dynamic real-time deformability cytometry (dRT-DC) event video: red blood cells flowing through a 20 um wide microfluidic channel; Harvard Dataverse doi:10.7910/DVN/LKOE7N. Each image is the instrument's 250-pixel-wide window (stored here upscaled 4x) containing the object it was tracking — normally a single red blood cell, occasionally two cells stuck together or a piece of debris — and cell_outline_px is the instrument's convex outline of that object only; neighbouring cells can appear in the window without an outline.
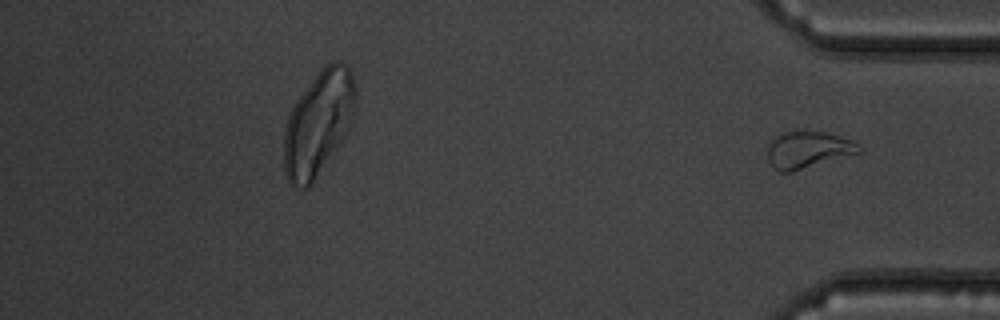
{"species": "common noctule bat (a hibernating species)", "species_latin": "Nyctalus noctula", "temperature_condition": "warm", "stored_images_in_passage": 42, "segment_of_instrument_passage": [2, 2], "camera_frame_rate_fps": 3000, "um_per_image_px": 0.085, "animal": {"sex": "male", "body_mass_g": 19.5, "forearm_length_mm": 54.6}, "frame": {"image": 1, "passage_image": 42, "time_ms": 13.667, "image_size_px": [1000, 320], "cell_outline_px": [[864, 148], [860, 152], [792, 172], [780, 172], [772, 168], [768, 160], [768, 140], [784, 132], [796, 128], [824, 132], [852, 140], [860, 144]], "centroid_in_image_um": [68.64, 12.69], "position_along_channel_um": 366.6, "area_um2": 20.17}}